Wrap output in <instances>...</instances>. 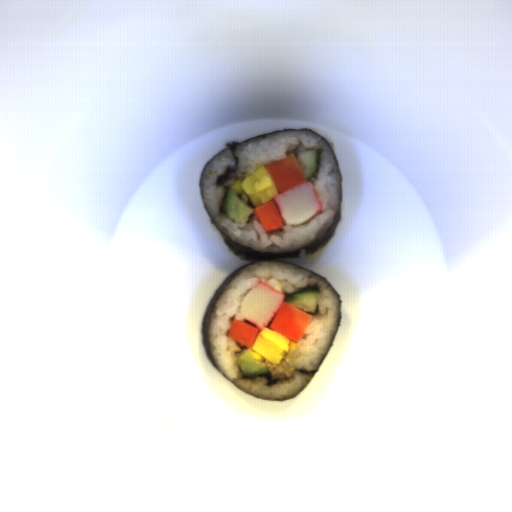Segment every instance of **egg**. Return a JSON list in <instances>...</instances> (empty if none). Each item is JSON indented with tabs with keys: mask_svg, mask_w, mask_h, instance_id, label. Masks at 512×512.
Segmentation results:
<instances>
[{
	"mask_svg": "<svg viewBox=\"0 0 512 512\" xmlns=\"http://www.w3.org/2000/svg\"><path fill=\"white\" fill-rule=\"evenodd\" d=\"M241 188L249 196L254 208L274 200L279 194L277 187L265 166L256 164V169L240 183Z\"/></svg>",
	"mask_w": 512,
	"mask_h": 512,
	"instance_id": "2799bb9f",
	"label": "egg"
},
{
	"mask_svg": "<svg viewBox=\"0 0 512 512\" xmlns=\"http://www.w3.org/2000/svg\"><path fill=\"white\" fill-rule=\"evenodd\" d=\"M297 346L298 342L288 339L268 325L259 331L251 348L273 365H280Z\"/></svg>",
	"mask_w": 512,
	"mask_h": 512,
	"instance_id": "d2b9013d",
	"label": "egg"
}]
</instances>
